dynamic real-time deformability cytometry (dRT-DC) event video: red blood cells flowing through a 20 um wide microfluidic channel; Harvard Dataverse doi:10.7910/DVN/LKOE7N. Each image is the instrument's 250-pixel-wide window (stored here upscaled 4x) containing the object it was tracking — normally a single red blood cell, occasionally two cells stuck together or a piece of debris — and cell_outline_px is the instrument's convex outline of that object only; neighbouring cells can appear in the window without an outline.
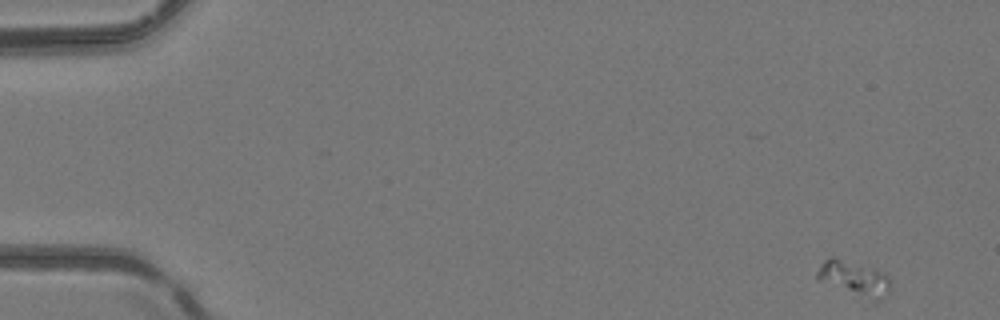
{"species": "common noctule bat (a hibernating species)", "species_latin": "Nyctalus noctula", "temperature_condition": "room temperature", "stored_images_in_passage": 50, "camera_frame_rate_fps": 3000, "um_per_image_px": 0.085, "animal": {"sex": "female", "body_mass_g": 24.6, "forearm_length_mm": 56.2}, "frame": {"image": 1, "passage_image": 1, "time_ms": 0.0, "image_size_px": [1000, 320], "cell_outline_px": [[888, 292], [872, 304], [816, 280], [816, 272], [820, 264], [824, 260], [832, 256], [872, 268], [884, 272], [888, 276]], "centroid_in_image_um": [72.54, 23.71], "position_along_channel_um": 12.5, "area_um2": 15.32}}
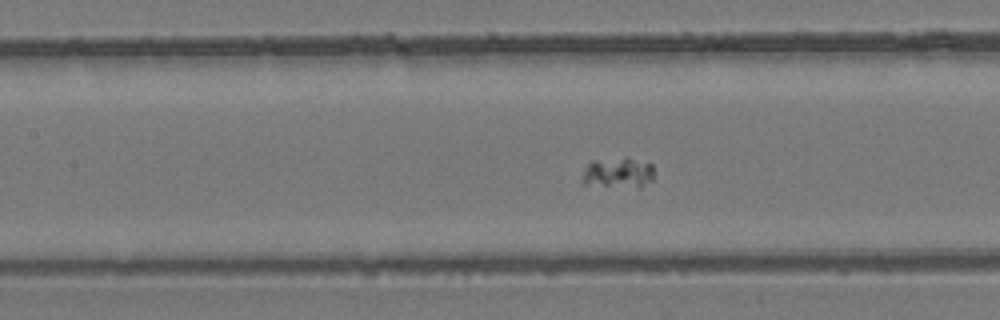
{"frame": {"image": 2, "passage_image": 22, "time_ms": 7.0, "image_size_px": [1000, 320], "cell_outline_px": [[652, 180], [640, 188], [580, 184], [580, 180], [584, 168], [592, 160], [624, 156], [628, 156], [652, 164]], "centroid_in_image_um": [52.49, 14.67], "position_along_channel_um": 154.9, "area_um2": 13.29}}
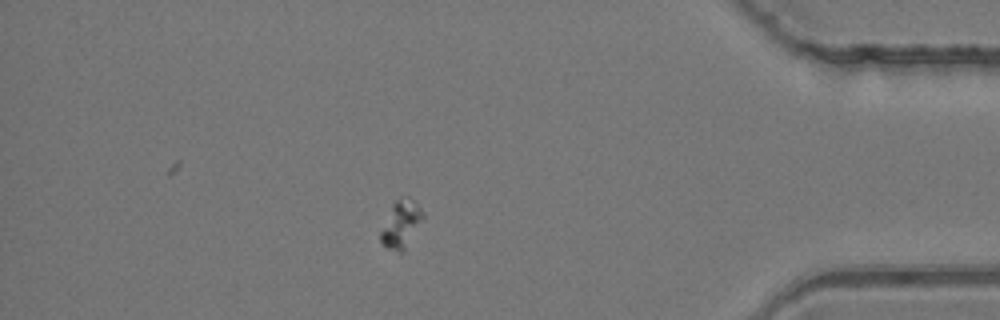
{"frame": {"image": 3, "passage_image": 43, "time_ms": 14.0, "image_size_px": [1000, 320], "cell_outline_px": [[424, 216], [404, 252], [400, 252], [388, 248], [380, 240], [380, 232], [392, 204], [396, 200], [408, 196], [424, 212]], "centroid_in_image_um": [34.09, 19.06], "position_along_channel_um": 401.1, "area_um2": 11.39}}